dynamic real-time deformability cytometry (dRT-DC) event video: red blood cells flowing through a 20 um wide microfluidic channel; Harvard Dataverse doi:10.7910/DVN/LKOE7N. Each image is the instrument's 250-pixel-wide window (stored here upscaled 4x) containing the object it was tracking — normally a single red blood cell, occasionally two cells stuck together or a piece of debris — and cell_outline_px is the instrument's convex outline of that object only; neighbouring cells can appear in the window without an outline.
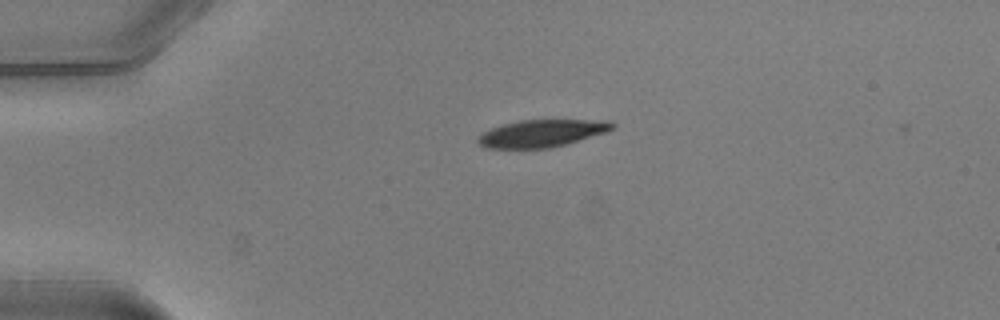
{"species": "common noctule bat (a hibernating species)", "species_latin": "Nyctalus noctula", "temperature_condition": "warm", "stored_images_in_passage": 2, "camera_frame_rate_fps": 3000, "um_per_image_px": 0.085, "animal": {"sex": "male", "body_mass_g": 20.5, "forearm_length_mm": 52.5}, "frame": {"image": 1, "passage_image": 1, "time_ms": 0.0, "image_size_px": [1000, 320], "cell_outline_px": [[616, 128], [608, 132], [552, 148], [488, 148], [480, 144], [476, 140], [484, 132], [500, 124], [520, 120], [612, 120], [616, 124]], "centroid_in_image_um": [46.13, 11.32], "position_along_channel_um": 38.9, "area_um2": 21.56}}